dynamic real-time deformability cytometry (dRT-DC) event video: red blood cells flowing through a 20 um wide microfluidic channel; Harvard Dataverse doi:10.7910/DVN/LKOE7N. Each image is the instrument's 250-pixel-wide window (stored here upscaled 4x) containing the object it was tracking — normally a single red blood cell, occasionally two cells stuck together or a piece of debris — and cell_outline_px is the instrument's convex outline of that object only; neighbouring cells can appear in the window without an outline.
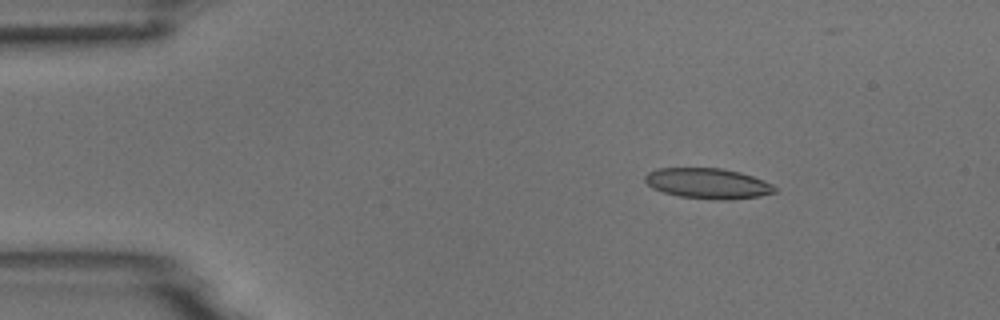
{"species": "common noctule bat (a hibernating species)", "species_latin": "Nyctalus noctula", "temperature_condition": "room temperature", "stored_images_in_passage": 5, "camera_frame_rate_fps": 3000, "um_per_image_px": 0.085, "animal": {"sex": "male", "body_mass_g": 18.8}, "frame": {"image": 1, "passage_image": 3, "time_ms": 2.0, "image_size_px": [1000, 320], "cell_outline_px": [[776, 192], [760, 196], [728, 200], [724, 200], [680, 196], [664, 192], [652, 188], [644, 180], [644, 176], [648, 172], [656, 168], [720, 168], [740, 172], [764, 180], [772, 184], [776, 188]], "centroid_in_image_um": [60.17, 15.58], "position_along_channel_um": 24.8, "area_um2": 22.95}}